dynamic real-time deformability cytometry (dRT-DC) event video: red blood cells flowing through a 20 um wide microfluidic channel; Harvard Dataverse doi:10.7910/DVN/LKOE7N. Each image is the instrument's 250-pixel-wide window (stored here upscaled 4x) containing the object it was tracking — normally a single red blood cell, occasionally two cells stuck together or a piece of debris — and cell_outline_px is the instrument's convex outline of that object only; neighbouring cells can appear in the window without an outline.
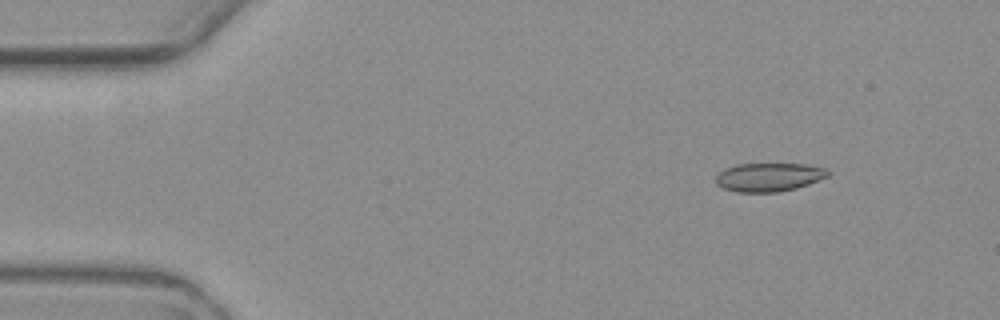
{"species": "common noctule bat (a hibernating species)", "species_latin": "Nyctalus noctula", "temperature_condition": "warm", "stored_images_in_passage": 3, "camera_frame_rate_fps": 3000, "um_per_image_px": 0.085, "animal": {"sex": "female", "body_mass_g": 19.3, "forearm_length_mm": 54.1}, "frame": {"image": 1, "passage_image": 1, "time_ms": 0.0, "image_size_px": [1000, 320], "cell_outline_px": [[832, 172], [828, 176], [808, 184], [796, 188], [780, 192], [736, 192], [724, 188], [716, 184], [716, 176], [724, 168], [736, 164], [804, 164], [828, 168]], "centroid_in_image_um": [65.37, 15.05], "position_along_channel_um": 19.6, "area_um2": 18.79}}
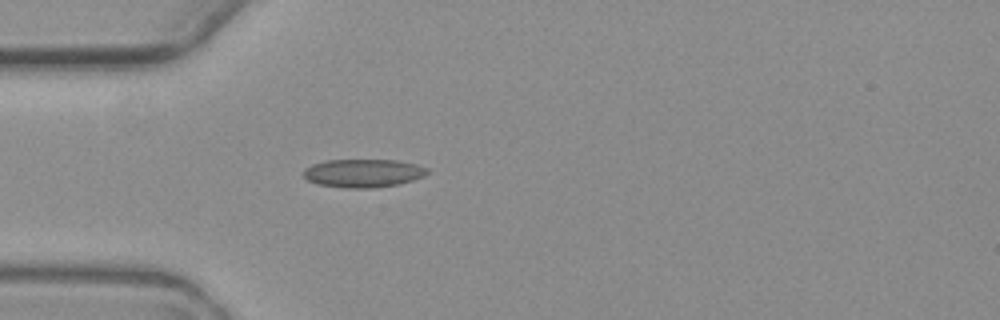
{"frame": {"image": 2, "passage_image": 3, "time_ms": 3.333, "image_size_px": [1000, 320], "cell_outline_px": [[428, 172], [424, 176], [400, 184], [376, 188], [344, 188], [316, 184], [308, 180], [304, 176], [304, 168], [312, 164], [328, 160], [396, 160], [416, 164], [428, 168]], "centroid_in_image_um": [30.87, 14.72], "position_along_channel_um": 54.1, "area_um2": 20.52}}